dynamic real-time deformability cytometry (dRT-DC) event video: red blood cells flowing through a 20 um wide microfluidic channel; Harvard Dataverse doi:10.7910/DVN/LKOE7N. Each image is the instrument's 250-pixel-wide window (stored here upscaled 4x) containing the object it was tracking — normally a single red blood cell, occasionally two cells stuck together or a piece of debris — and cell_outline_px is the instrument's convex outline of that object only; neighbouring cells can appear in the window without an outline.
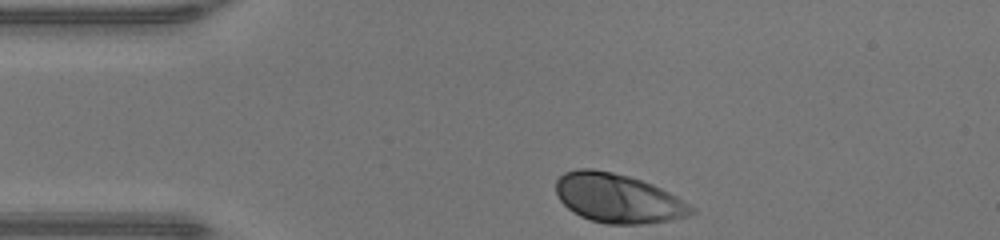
{"species": "human", "species_latin": "Homo sapiens", "temperature_condition": "warm", "stored_images_in_passage": 30, "camera_frame_rate_fps": 3000, "um_per_image_px": 0.085, "donor": {"sex": "male"}, "frame": {"image": 1, "passage_image": 1, "time_ms": 0.0, "image_size_px": [1000, 240], "cell_outline_px": [[696, 212], [688, 216], [668, 220], [640, 224], [608, 224], [592, 220], [580, 216], [572, 212], [560, 200], [556, 192], [556, 180], [564, 172], [576, 168], [592, 168], [612, 172], [628, 176], [652, 184], [676, 196], [696, 208]], "centroid_in_image_um": [52.51, 16.85], "position_along_channel_um": 32.5, "area_um2": 38.67}}
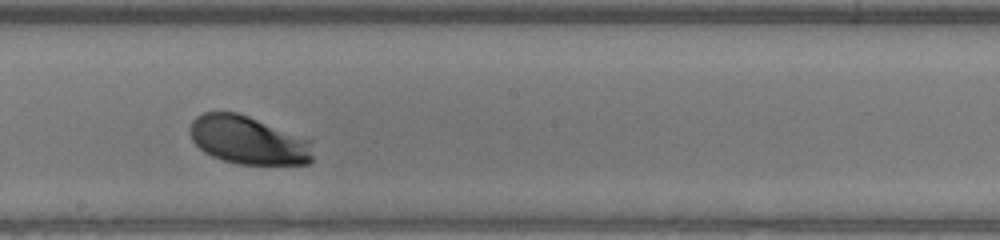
{"frame": {"image": 2, "passage_image": 18, "time_ms": 5.667, "image_size_px": [1000, 240], "cell_outline_px": [[312, 160], [308, 164], [240, 164], [224, 160], [212, 156], [204, 152], [192, 140], [188, 128], [192, 120], [196, 116], [204, 112], [236, 112], [248, 116], [308, 140], [312, 156]], "centroid_in_image_um": [21.01, 11.91], "position_along_channel_um": 227.2, "area_um2": 33.99}}
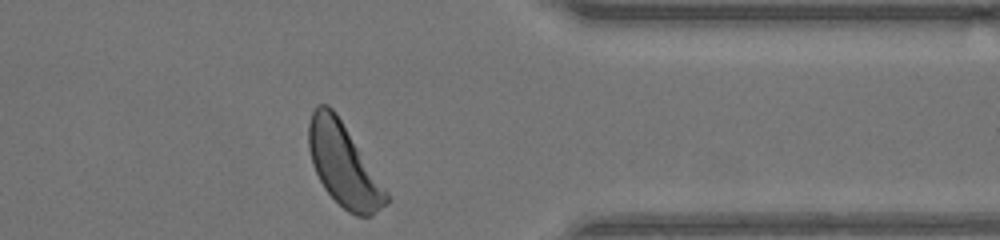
{"frame": {"image": 3, "passage_image": 30, "time_ms": 9.667, "image_size_px": [1000, 240], "cell_outline_px": [[388, 200], [372, 216], [356, 216], [348, 212], [324, 188], [312, 164], [308, 148], [308, 124], [312, 112], [316, 104], [328, 104], [336, 112], [388, 192]], "centroid_in_image_um": [29.17, 13.98], "position_along_channel_um": 382.2, "area_um2": 36.93}, "authors_computed_cell_mechanics": {"area_um2": 36.125, "velocity_mm_per_s": 4.2243, "shape_relaxation_time_tau1_ms": 1.5482, "shape_relaxation_time_tau2_ms": null, "deformation_change_tau1": 0.1234, "deformation_change_tau2": null}}